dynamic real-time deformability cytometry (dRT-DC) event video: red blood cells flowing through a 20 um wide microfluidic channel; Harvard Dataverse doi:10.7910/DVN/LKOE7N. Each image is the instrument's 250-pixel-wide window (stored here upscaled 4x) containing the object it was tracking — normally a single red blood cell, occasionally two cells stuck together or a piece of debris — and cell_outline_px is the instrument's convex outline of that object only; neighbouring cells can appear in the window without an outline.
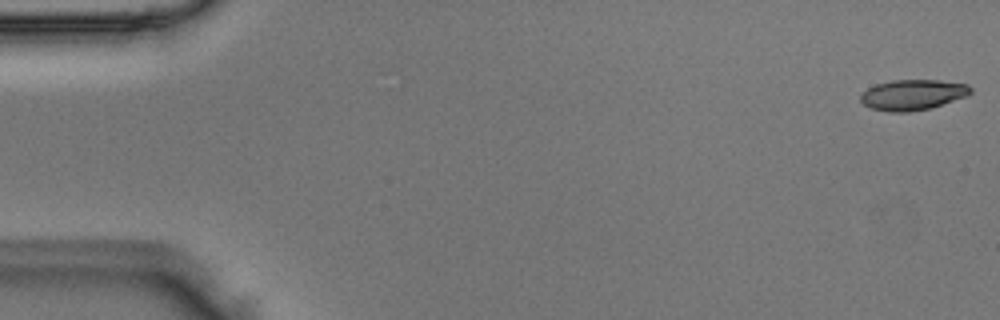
{"species": "Egyptian fruit bat (a non-hibernating species)", "species_latin": "Rousettus aegyptiacus", "temperature_condition": "room temperature", "stored_images_in_passage": 16, "camera_frame_rate_fps": 3000, "um_per_image_px": 0.085, "animal": {"sex": "male"}, "frame": {"image": 1, "passage_image": 1, "time_ms": 0.0, "image_size_px": [1000, 320], "cell_outline_px": [[972, 92], [964, 96], [932, 108], [908, 112], [888, 112], [872, 108], [864, 104], [860, 100], [860, 96], [868, 88], [876, 84], [892, 80], [940, 80], [968, 84], [972, 88]], "centroid_in_image_um": [77.58, 8.05], "position_along_channel_um": 7.4, "area_um2": 19.48}}